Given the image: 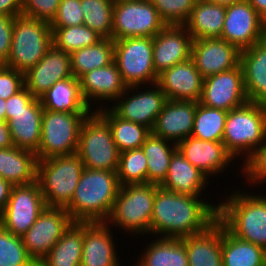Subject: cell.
<instances>
[{"mask_svg": "<svg viewBox=\"0 0 266 266\" xmlns=\"http://www.w3.org/2000/svg\"><path fill=\"white\" fill-rule=\"evenodd\" d=\"M84 25L102 38L112 39L114 3L110 0H80Z\"/></svg>", "mask_w": 266, "mask_h": 266, "instance_id": "cell-39", "label": "cell"}, {"mask_svg": "<svg viewBox=\"0 0 266 266\" xmlns=\"http://www.w3.org/2000/svg\"><path fill=\"white\" fill-rule=\"evenodd\" d=\"M6 100L0 98V120L6 122Z\"/></svg>", "mask_w": 266, "mask_h": 266, "instance_id": "cell-54", "label": "cell"}, {"mask_svg": "<svg viewBox=\"0 0 266 266\" xmlns=\"http://www.w3.org/2000/svg\"><path fill=\"white\" fill-rule=\"evenodd\" d=\"M84 24L80 0H61L51 28H65Z\"/></svg>", "mask_w": 266, "mask_h": 266, "instance_id": "cell-45", "label": "cell"}, {"mask_svg": "<svg viewBox=\"0 0 266 266\" xmlns=\"http://www.w3.org/2000/svg\"><path fill=\"white\" fill-rule=\"evenodd\" d=\"M83 222H73L37 266H80Z\"/></svg>", "mask_w": 266, "mask_h": 266, "instance_id": "cell-32", "label": "cell"}, {"mask_svg": "<svg viewBox=\"0 0 266 266\" xmlns=\"http://www.w3.org/2000/svg\"><path fill=\"white\" fill-rule=\"evenodd\" d=\"M204 173L193 166L177 150L171 158L167 177L160 185L161 188L192 196H203L201 192L208 186L209 180ZM208 181V182H207ZM207 184V185H206Z\"/></svg>", "mask_w": 266, "mask_h": 266, "instance_id": "cell-27", "label": "cell"}, {"mask_svg": "<svg viewBox=\"0 0 266 266\" xmlns=\"http://www.w3.org/2000/svg\"><path fill=\"white\" fill-rule=\"evenodd\" d=\"M111 228L107 222H83L80 266H116L120 263Z\"/></svg>", "mask_w": 266, "mask_h": 266, "instance_id": "cell-22", "label": "cell"}, {"mask_svg": "<svg viewBox=\"0 0 266 266\" xmlns=\"http://www.w3.org/2000/svg\"><path fill=\"white\" fill-rule=\"evenodd\" d=\"M241 166L245 180L249 185H262L266 182V140L258 147L252 155Z\"/></svg>", "mask_w": 266, "mask_h": 266, "instance_id": "cell-44", "label": "cell"}, {"mask_svg": "<svg viewBox=\"0 0 266 266\" xmlns=\"http://www.w3.org/2000/svg\"><path fill=\"white\" fill-rule=\"evenodd\" d=\"M114 62L127 87L157 83L158 75L153 65L152 37L114 40Z\"/></svg>", "mask_w": 266, "mask_h": 266, "instance_id": "cell-10", "label": "cell"}, {"mask_svg": "<svg viewBox=\"0 0 266 266\" xmlns=\"http://www.w3.org/2000/svg\"><path fill=\"white\" fill-rule=\"evenodd\" d=\"M226 6L208 0H196L184 26L193 40L221 38Z\"/></svg>", "mask_w": 266, "mask_h": 266, "instance_id": "cell-30", "label": "cell"}, {"mask_svg": "<svg viewBox=\"0 0 266 266\" xmlns=\"http://www.w3.org/2000/svg\"><path fill=\"white\" fill-rule=\"evenodd\" d=\"M70 59L73 77L79 80L87 72L114 61V40L102 38L94 45L72 52Z\"/></svg>", "mask_w": 266, "mask_h": 266, "instance_id": "cell-37", "label": "cell"}, {"mask_svg": "<svg viewBox=\"0 0 266 266\" xmlns=\"http://www.w3.org/2000/svg\"><path fill=\"white\" fill-rule=\"evenodd\" d=\"M166 24L149 0L123 1L113 9L112 39L155 37Z\"/></svg>", "mask_w": 266, "mask_h": 266, "instance_id": "cell-11", "label": "cell"}, {"mask_svg": "<svg viewBox=\"0 0 266 266\" xmlns=\"http://www.w3.org/2000/svg\"><path fill=\"white\" fill-rule=\"evenodd\" d=\"M79 81L82 98L92 111L91 106H95L92 102L100 104L99 101L103 103L108 100V103H114L127 88L114 61L87 72Z\"/></svg>", "mask_w": 266, "mask_h": 266, "instance_id": "cell-23", "label": "cell"}, {"mask_svg": "<svg viewBox=\"0 0 266 266\" xmlns=\"http://www.w3.org/2000/svg\"><path fill=\"white\" fill-rule=\"evenodd\" d=\"M12 188L13 186L10 183L0 178V215L3 213L7 205Z\"/></svg>", "mask_w": 266, "mask_h": 266, "instance_id": "cell-51", "label": "cell"}, {"mask_svg": "<svg viewBox=\"0 0 266 266\" xmlns=\"http://www.w3.org/2000/svg\"><path fill=\"white\" fill-rule=\"evenodd\" d=\"M227 114V111L198 102L191 136L205 141L222 142Z\"/></svg>", "mask_w": 266, "mask_h": 266, "instance_id": "cell-38", "label": "cell"}, {"mask_svg": "<svg viewBox=\"0 0 266 266\" xmlns=\"http://www.w3.org/2000/svg\"><path fill=\"white\" fill-rule=\"evenodd\" d=\"M37 155L16 146L0 148V178L12 186L28 185L37 181Z\"/></svg>", "mask_w": 266, "mask_h": 266, "instance_id": "cell-29", "label": "cell"}, {"mask_svg": "<svg viewBox=\"0 0 266 266\" xmlns=\"http://www.w3.org/2000/svg\"><path fill=\"white\" fill-rule=\"evenodd\" d=\"M52 44L49 22L17 16L14 18L11 50L5 66L26 73L44 57Z\"/></svg>", "mask_w": 266, "mask_h": 266, "instance_id": "cell-7", "label": "cell"}, {"mask_svg": "<svg viewBox=\"0 0 266 266\" xmlns=\"http://www.w3.org/2000/svg\"><path fill=\"white\" fill-rule=\"evenodd\" d=\"M258 15L266 22V0H247Z\"/></svg>", "mask_w": 266, "mask_h": 266, "instance_id": "cell-53", "label": "cell"}, {"mask_svg": "<svg viewBox=\"0 0 266 266\" xmlns=\"http://www.w3.org/2000/svg\"><path fill=\"white\" fill-rule=\"evenodd\" d=\"M203 77L192 58L164 70L158 75L157 84L167 100L199 102L202 95Z\"/></svg>", "mask_w": 266, "mask_h": 266, "instance_id": "cell-20", "label": "cell"}, {"mask_svg": "<svg viewBox=\"0 0 266 266\" xmlns=\"http://www.w3.org/2000/svg\"><path fill=\"white\" fill-rule=\"evenodd\" d=\"M72 77L70 54L52 44L44 57L24 73V83L34 97L40 98L56 82Z\"/></svg>", "mask_w": 266, "mask_h": 266, "instance_id": "cell-17", "label": "cell"}, {"mask_svg": "<svg viewBox=\"0 0 266 266\" xmlns=\"http://www.w3.org/2000/svg\"><path fill=\"white\" fill-rule=\"evenodd\" d=\"M197 103L167 100L156 118L152 133L178 145L192 134Z\"/></svg>", "mask_w": 266, "mask_h": 266, "instance_id": "cell-21", "label": "cell"}, {"mask_svg": "<svg viewBox=\"0 0 266 266\" xmlns=\"http://www.w3.org/2000/svg\"><path fill=\"white\" fill-rule=\"evenodd\" d=\"M208 1L218 5L229 6L236 2H240L241 0H208Z\"/></svg>", "mask_w": 266, "mask_h": 266, "instance_id": "cell-55", "label": "cell"}, {"mask_svg": "<svg viewBox=\"0 0 266 266\" xmlns=\"http://www.w3.org/2000/svg\"><path fill=\"white\" fill-rule=\"evenodd\" d=\"M90 112L43 110L38 160L77 153L80 128Z\"/></svg>", "mask_w": 266, "mask_h": 266, "instance_id": "cell-9", "label": "cell"}, {"mask_svg": "<svg viewBox=\"0 0 266 266\" xmlns=\"http://www.w3.org/2000/svg\"><path fill=\"white\" fill-rule=\"evenodd\" d=\"M73 223L65 208L46 207L21 237L30 257L38 265Z\"/></svg>", "mask_w": 266, "mask_h": 266, "instance_id": "cell-14", "label": "cell"}, {"mask_svg": "<svg viewBox=\"0 0 266 266\" xmlns=\"http://www.w3.org/2000/svg\"><path fill=\"white\" fill-rule=\"evenodd\" d=\"M148 86L146 91L139 90L141 85L127 87L114 104L109 106L112 107L110 109L118 117L144 125L152 130L157 116L167 102V97L157 83Z\"/></svg>", "mask_w": 266, "mask_h": 266, "instance_id": "cell-13", "label": "cell"}, {"mask_svg": "<svg viewBox=\"0 0 266 266\" xmlns=\"http://www.w3.org/2000/svg\"><path fill=\"white\" fill-rule=\"evenodd\" d=\"M199 197V198H198ZM201 196L156 191L150 234L160 238H183L206 231L218 220V205Z\"/></svg>", "mask_w": 266, "mask_h": 266, "instance_id": "cell-1", "label": "cell"}, {"mask_svg": "<svg viewBox=\"0 0 266 266\" xmlns=\"http://www.w3.org/2000/svg\"><path fill=\"white\" fill-rule=\"evenodd\" d=\"M36 97H34L25 87L17 94L6 100V113H16L25 110Z\"/></svg>", "mask_w": 266, "mask_h": 266, "instance_id": "cell-49", "label": "cell"}, {"mask_svg": "<svg viewBox=\"0 0 266 266\" xmlns=\"http://www.w3.org/2000/svg\"><path fill=\"white\" fill-rule=\"evenodd\" d=\"M42 107L54 112H91L80 92V81L74 77L56 82L40 97Z\"/></svg>", "mask_w": 266, "mask_h": 266, "instance_id": "cell-31", "label": "cell"}, {"mask_svg": "<svg viewBox=\"0 0 266 266\" xmlns=\"http://www.w3.org/2000/svg\"><path fill=\"white\" fill-rule=\"evenodd\" d=\"M166 25H184L196 0H149Z\"/></svg>", "mask_w": 266, "mask_h": 266, "instance_id": "cell-43", "label": "cell"}, {"mask_svg": "<svg viewBox=\"0 0 266 266\" xmlns=\"http://www.w3.org/2000/svg\"><path fill=\"white\" fill-rule=\"evenodd\" d=\"M239 191L218 203V221L238 239L266 250V194Z\"/></svg>", "mask_w": 266, "mask_h": 266, "instance_id": "cell-3", "label": "cell"}, {"mask_svg": "<svg viewBox=\"0 0 266 266\" xmlns=\"http://www.w3.org/2000/svg\"><path fill=\"white\" fill-rule=\"evenodd\" d=\"M77 154L86 169L117 171L120 151L108 122L97 111L81 125Z\"/></svg>", "mask_w": 266, "mask_h": 266, "instance_id": "cell-8", "label": "cell"}, {"mask_svg": "<svg viewBox=\"0 0 266 266\" xmlns=\"http://www.w3.org/2000/svg\"><path fill=\"white\" fill-rule=\"evenodd\" d=\"M99 106L95 107L94 111H97L108 122L113 140L120 153L141 148L152 130L144 125L118 117L108 106L101 104Z\"/></svg>", "mask_w": 266, "mask_h": 266, "instance_id": "cell-33", "label": "cell"}, {"mask_svg": "<svg viewBox=\"0 0 266 266\" xmlns=\"http://www.w3.org/2000/svg\"><path fill=\"white\" fill-rule=\"evenodd\" d=\"M116 174L120 186L147 184V158L142 148L120 153Z\"/></svg>", "mask_w": 266, "mask_h": 266, "instance_id": "cell-41", "label": "cell"}, {"mask_svg": "<svg viewBox=\"0 0 266 266\" xmlns=\"http://www.w3.org/2000/svg\"><path fill=\"white\" fill-rule=\"evenodd\" d=\"M266 37V22L247 0L226 6L221 38L240 51Z\"/></svg>", "mask_w": 266, "mask_h": 266, "instance_id": "cell-15", "label": "cell"}, {"mask_svg": "<svg viewBox=\"0 0 266 266\" xmlns=\"http://www.w3.org/2000/svg\"><path fill=\"white\" fill-rule=\"evenodd\" d=\"M240 65L248 101L266 106V37L241 51Z\"/></svg>", "mask_w": 266, "mask_h": 266, "instance_id": "cell-26", "label": "cell"}, {"mask_svg": "<svg viewBox=\"0 0 266 266\" xmlns=\"http://www.w3.org/2000/svg\"><path fill=\"white\" fill-rule=\"evenodd\" d=\"M156 184H126L119 188L107 223L135 236L149 235Z\"/></svg>", "mask_w": 266, "mask_h": 266, "instance_id": "cell-6", "label": "cell"}, {"mask_svg": "<svg viewBox=\"0 0 266 266\" xmlns=\"http://www.w3.org/2000/svg\"><path fill=\"white\" fill-rule=\"evenodd\" d=\"M51 29L53 45L69 54L80 48L94 45L102 39L100 35L84 24Z\"/></svg>", "mask_w": 266, "mask_h": 266, "instance_id": "cell-40", "label": "cell"}, {"mask_svg": "<svg viewBox=\"0 0 266 266\" xmlns=\"http://www.w3.org/2000/svg\"><path fill=\"white\" fill-rule=\"evenodd\" d=\"M221 249L223 266H266V250L238 239L221 224Z\"/></svg>", "mask_w": 266, "mask_h": 266, "instance_id": "cell-34", "label": "cell"}, {"mask_svg": "<svg viewBox=\"0 0 266 266\" xmlns=\"http://www.w3.org/2000/svg\"><path fill=\"white\" fill-rule=\"evenodd\" d=\"M193 38L184 25H166L153 37V65L157 75L191 58Z\"/></svg>", "mask_w": 266, "mask_h": 266, "instance_id": "cell-18", "label": "cell"}, {"mask_svg": "<svg viewBox=\"0 0 266 266\" xmlns=\"http://www.w3.org/2000/svg\"><path fill=\"white\" fill-rule=\"evenodd\" d=\"M14 146L11 140L10 130L7 122L0 123V148Z\"/></svg>", "mask_w": 266, "mask_h": 266, "instance_id": "cell-52", "label": "cell"}, {"mask_svg": "<svg viewBox=\"0 0 266 266\" xmlns=\"http://www.w3.org/2000/svg\"><path fill=\"white\" fill-rule=\"evenodd\" d=\"M241 51L222 38L195 39L191 58L203 78L237 67Z\"/></svg>", "mask_w": 266, "mask_h": 266, "instance_id": "cell-19", "label": "cell"}, {"mask_svg": "<svg viewBox=\"0 0 266 266\" xmlns=\"http://www.w3.org/2000/svg\"><path fill=\"white\" fill-rule=\"evenodd\" d=\"M189 266H223L221 223L217 220L206 231L181 238Z\"/></svg>", "mask_w": 266, "mask_h": 266, "instance_id": "cell-28", "label": "cell"}, {"mask_svg": "<svg viewBox=\"0 0 266 266\" xmlns=\"http://www.w3.org/2000/svg\"><path fill=\"white\" fill-rule=\"evenodd\" d=\"M11 16L0 15V64L5 65L11 50L13 23Z\"/></svg>", "mask_w": 266, "mask_h": 266, "instance_id": "cell-48", "label": "cell"}, {"mask_svg": "<svg viewBox=\"0 0 266 266\" xmlns=\"http://www.w3.org/2000/svg\"><path fill=\"white\" fill-rule=\"evenodd\" d=\"M42 103L40 98H36L23 111L16 113H6L11 140L14 146L29 150L35 154L38 152L41 140Z\"/></svg>", "mask_w": 266, "mask_h": 266, "instance_id": "cell-25", "label": "cell"}, {"mask_svg": "<svg viewBox=\"0 0 266 266\" xmlns=\"http://www.w3.org/2000/svg\"><path fill=\"white\" fill-rule=\"evenodd\" d=\"M247 102L243 69L240 64L203 79L200 104L229 112Z\"/></svg>", "mask_w": 266, "mask_h": 266, "instance_id": "cell-16", "label": "cell"}, {"mask_svg": "<svg viewBox=\"0 0 266 266\" xmlns=\"http://www.w3.org/2000/svg\"><path fill=\"white\" fill-rule=\"evenodd\" d=\"M0 266H37L23 245L22 238L0 224Z\"/></svg>", "mask_w": 266, "mask_h": 266, "instance_id": "cell-42", "label": "cell"}, {"mask_svg": "<svg viewBox=\"0 0 266 266\" xmlns=\"http://www.w3.org/2000/svg\"><path fill=\"white\" fill-rule=\"evenodd\" d=\"M111 2H113L114 4L119 3V2H123V1H137V0H110Z\"/></svg>", "mask_w": 266, "mask_h": 266, "instance_id": "cell-56", "label": "cell"}, {"mask_svg": "<svg viewBox=\"0 0 266 266\" xmlns=\"http://www.w3.org/2000/svg\"><path fill=\"white\" fill-rule=\"evenodd\" d=\"M265 140V105L248 101L228 112L222 142L235 161L245 156L244 163Z\"/></svg>", "mask_w": 266, "mask_h": 266, "instance_id": "cell-4", "label": "cell"}, {"mask_svg": "<svg viewBox=\"0 0 266 266\" xmlns=\"http://www.w3.org/2000/svg\"><path fill=\"white\" fill-rule=\"evenodd\" d=\"M141 148L147 158V183L160 186L167 177L177 145L151 132Z\"/></svg>", "mask_w": 266, "mask_h": 266, "instance_id": "cell-36", "label": "cell"}, {"mask_svg": "<svg viewBox=\"0 0 266 266\" xmlns=\"http://www.w3.org/2000/svg\"><path fill=\"white\" fill-rule=\"evenodd\" d=\"M61 0H22L23 16L51 22Z\"/></svg>", "mask_w": 266, "mask_h": 266, "instance_id": "cell-46", "label": "cell"}, {"mask_svg": "<svg viewBox=\"0 0 266 266\" xmlns=\"http://www.w3.org/2000/svg\"><path fill=\"white\" fill-rule=\"evenodd\" d=\"M84 169L77 153L38 160L37 182L46 207L66 208Z\"/></svg>", "mask_w": 266, "mask_h": 266, "instance_id": "cell-5", "label": "cell"}, {"mask_svg": "<svg viewBox=\"0 0 266 266\" xmlns=\"http://www.w3.org/2000/svg\"><path fill=\"white\" fill-rule=\"evenodd\" d=\"M147 244L135 266H189L181 238L159 237Z\"/></svg>", "mask_w": 266, "mask_h": 266, "instance_id": "cell-35", "label": "cell"}, {"mask_svg": "<svg viewBox=\"0 0 266 266\" xmlns=\"http://www.w3.org/2000/svg\"><path fill=\"white\" fill-rule=\"evenodd\" d=\"M22 14V0H0V15L17 17Z\"/></svg>", "mask_w": 266, "mask_h": 266, "instance_id": "cell-50", "label": "cell"}, {"mask_svg": "<svg viewBox=\"0 0 266 266\" xmlns=\"http://www.w3.org/2000/svg\"><path fill=\"white\" fill-rule=\"evenodd\" d=\"M177 149L193 166L199 169L207 177H218L216 174L225 171L234 158L226 151L223 142H212L186 137L178 145Z\"/></svg>", "mask_w": 266, "mask_h": 266, "instance_id": "cell-24", "label": "cell"}, {"mask_svg": "<svg viewBox=\"0 0 266 266\" xmlns=\"http://www.w3.org/2000/svg\"><path fill=\"white\" fill-rule=\"evenodd\" d=\"M119 188L116 171L85 168L65 209L73 222H106Z\"/></svg>", "mask_w": 266, "mask_h": 266, "instance_id": "cell-2", "label": "cell"}, {"mask_svg": "<svg viewBox=\"0 0 266 266\" xmlns=\"http://www.w3.org/2000/svg\"><path fill=\"white\" fill-rule=\"evenodd\" d=\"M45 208L37 181L13 186L7 205L0 215V224L12 234L22 237Z\"/></svg>", "mask_w": 266, "mask_h": 266, "instance_id": "cell-12", "label": "cell"}, {"mask_svg": "<svg viewBox=\"0 0 266 266\" xmlns=\"http://www.w3.org/2000/svg\"><path fill=\"white\" fill-rule=\"evenodd\" d=\"M25 87L24 73L9 68L5 65L0 66V98L7 100L17 94Z\"/></svg>", "mask_w": 266, "mask_h": 266, "instance_id": "cell-47", "label": "cell"}]
</instances>
